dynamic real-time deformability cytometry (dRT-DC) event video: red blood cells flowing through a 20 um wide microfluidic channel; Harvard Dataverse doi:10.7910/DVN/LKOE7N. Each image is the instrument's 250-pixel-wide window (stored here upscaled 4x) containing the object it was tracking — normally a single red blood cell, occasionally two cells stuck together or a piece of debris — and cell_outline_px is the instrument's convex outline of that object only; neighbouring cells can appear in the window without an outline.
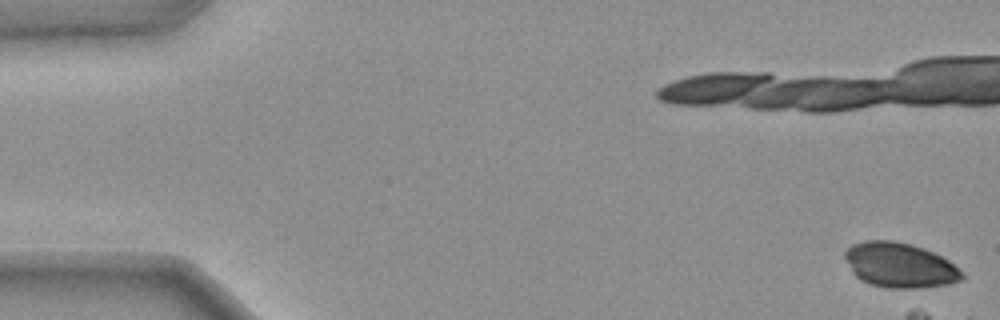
{"species": "common noctule bat (a hibernating species)", "species_latin": "Nyctalus noctula", "temperature_condition": "warm", "stored_images_in_passage": 8, "camera_frame_rate_fps": 3000, "um_per_image_px": 0.085, "animal": {"sex": "female", "body_mass_g": 25.1}, "frame": {"image": 1, "passage_image": 1, "time_ms": 0.0, "image_size_px": [1000, 320], "cell_outline_px": [[964, 276], [960, 280], [948, 284], [916, 288], [884, 288], [868, 284], [860, 280], [852, 272], [844, 256], [844, 252], [852, 244], [864, 240], [892, 240], [912, 244], [924, 248], [948, 260]], "centroid_in_image_um": [76.42, 22.53], "position_along_channel_um": 8.6, "area_um2": 30.58}}